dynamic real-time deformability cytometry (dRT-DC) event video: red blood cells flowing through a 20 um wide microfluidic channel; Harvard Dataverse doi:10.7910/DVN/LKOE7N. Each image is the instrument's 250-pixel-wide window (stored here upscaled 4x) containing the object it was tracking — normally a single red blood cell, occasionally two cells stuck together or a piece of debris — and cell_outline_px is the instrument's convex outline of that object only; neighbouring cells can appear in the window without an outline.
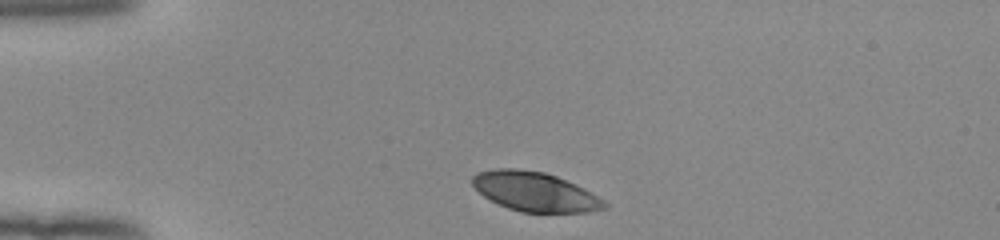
{"species": "human", "species_latin": "Homo sapiens", "temperature_condition": "room temperature", "stored_images_in_passage": 33, "camera_frame_rate_fps": 3000, "um_per_image_px": 0.085, "donor": {"sex": "female"}, "frame": {"image": 1, "passage_image": 1, "time_ms": 0.0, "image_size_px": [1000, 240], "cell_outline_px": [[608, 208], [588, 212], [520, 212], [508, 208], [484, 196], [472, 184], [472, 176], [476, 172], [496, 168], [516, 168], [544, 172], [556, 176], [604, 200], [608, 204]], "centroid_in_image_um": [45.43, 16.29], "position_along_channel_um": 39.6, "area_um2": 29.82}}
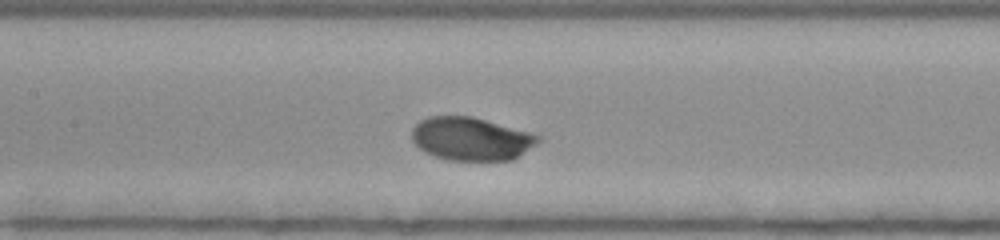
{"frame": {"image": 2, "passage_image": 14, "time_ms": 4.333, "image_size_px": [1000, 240], "cell_outline_px": [[540, 140], [536, 144], [512, 160], [448, 160], [424, 152], [412, 140], [412, 128], [420, 120], [428, 116], [472, 116], [528, 132], [540, 136]], "centroid_in_image_um": [40.01, 11.79], "position_along_channel_um": 167.4, "area_um2": 31.5}}
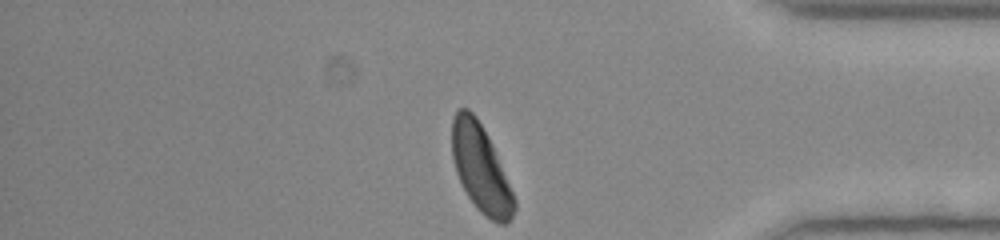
{"frame": {"image": 3, "passage_image": 33, "time_ms": 10.667, "image_size_px": [1000, 240], "cell_outline_px": [[516, 208], [508, 224], [500, 224], [484, 216], [476, 208], [468, 196], [456, 172], [452, 156], [452, 116], [456, 108], [468, 108], [476, 116], [496, 156], [516, 200]], "centroid_in_image_um": [40.83, 14.34], "position_along_channel_um": 394.4, "area_um2": 31.04}, "authors_computed_cell_mechanics": {"area_um2": 31.3854, "velocity_mm_per_s": 3.9213, "shape_relaxation_time_tau1_ms": 1.339, "shape_relaxation_time_tau2_ms": null, "deformation_change_tau1": 0.1287, "deformation_change_tau2": null}}